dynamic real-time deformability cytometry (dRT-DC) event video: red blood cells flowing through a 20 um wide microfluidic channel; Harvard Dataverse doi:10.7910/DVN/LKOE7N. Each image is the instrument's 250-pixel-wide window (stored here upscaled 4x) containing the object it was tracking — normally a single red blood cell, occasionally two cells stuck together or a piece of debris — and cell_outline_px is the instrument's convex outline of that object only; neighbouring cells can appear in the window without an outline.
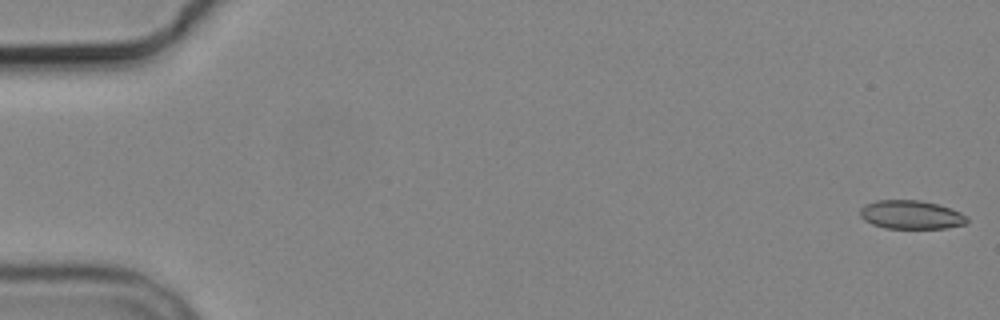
{"species": "common noctule bat (a hibernating species)", "species_latin": "Nyctalus noctula", "temperature_condition": "cold", "stored_images_in_passage": 6, "camera_frame_rate_fps": 3000, "um_per_image_px": 0.085, "animal": {"sex": "male", "body_mass_g": 19.2, "forearm_length_mm": 51.8}, "frame": {"image": 1, "passage_image": 1, "time_ms": 0.0, "image_size_px": [1000, 320], "cell_outline_px": [[968, 224], [944, 228], [884, 228], [872, 224], [864, 220], [860, 216], [860, 208], [864, 204], [876, 200], [920, 200], [952, 208], [960, 212], [968, 220]], "centroid_in_image_um": [77.42, 18.25], "position_along_channel_um": 7.6, "area_um2": 17.92}}
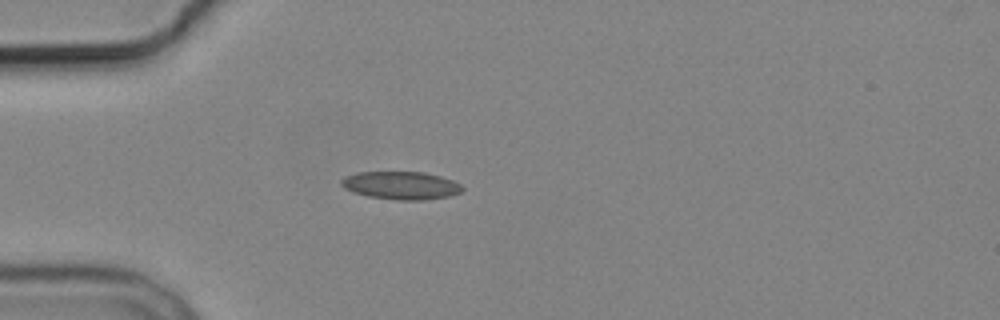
{"frame": {"image": 2, "passage_image": 5, "time_ms": 5.0, "image_size_px": [1000, 320], "cell_outline_px": [[464, 188], [460, 192], [448, 196], [424, 200], [396, 200], [368, 196], [352, 192], [344, 188], [340, 184], [340, 180], [344, 176], [356, 172], [424, 172], [440, 176], [452, 180], [460, 184]], "centroid_in_image_um": [34.04, 15.76], "position_along_channel_um": 51.0, "area_um2": 19.77}}